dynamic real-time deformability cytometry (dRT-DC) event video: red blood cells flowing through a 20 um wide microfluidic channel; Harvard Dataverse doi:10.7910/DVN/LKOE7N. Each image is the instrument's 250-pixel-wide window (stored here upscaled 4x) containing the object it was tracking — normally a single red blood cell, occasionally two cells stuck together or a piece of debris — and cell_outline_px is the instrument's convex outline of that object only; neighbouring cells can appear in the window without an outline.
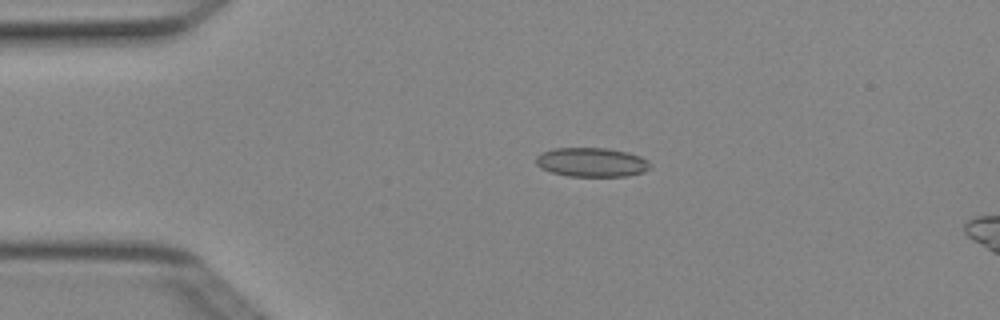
{"species": "Egyptian fruit bat (a non-hibernating species)", "species_latin": "Rousettus aegyptiacus", "temperature_condition": "cold", "stored_images_in_passage": 3, "camera_frame_rate_fps": 3000, "um_per_image_px": 0.085, "animal": {"sex": "female"}, "frame": {"image": 1, "passage_image": 2, "time_ms": 0.333, "image_size_px": [1000, 320], "cell_outline_px": [[648, 168], [644, 172], [628, 176], [568, 176], [552, 172], [540, 168], [536, 164], [536, 156], [540, 152], [552, 148], [608, 148], [628, 152], [640, 156], [648, 160]], "centroid_in_image_um": [50.25, 13.78], "position_along_channel_um": 34.7, "area_um2": 19.48}}